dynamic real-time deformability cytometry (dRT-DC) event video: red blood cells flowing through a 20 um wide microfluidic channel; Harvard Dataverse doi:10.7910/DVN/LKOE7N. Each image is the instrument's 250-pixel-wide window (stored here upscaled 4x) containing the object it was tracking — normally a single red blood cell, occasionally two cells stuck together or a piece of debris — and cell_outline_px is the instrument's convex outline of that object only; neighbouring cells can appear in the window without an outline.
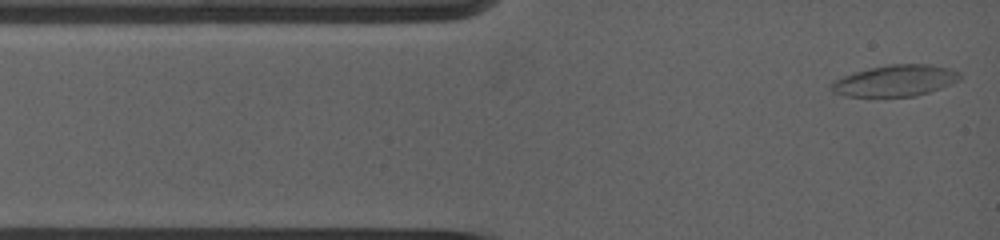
{"species": "common noctule bat (a hibernating species)", "species_latin": "Nyctalus noctula", "temperature_condition": "warm", "stored_images_in_passage": 4, "camera_frame_rate_fps": 5000, "um_per_image_px": 0.085, "animal": {"sex": "female", "body_mass_g": 19.0, "forearm_length_mm": 53.3}, "frame": {"image": 1, "passage_image": 1, "time_ms": 0.0, "image_size_px": [1000, 240], "cell_outline_px": [[960, 80], [940, 88], [916, 96], [844, 96], [832, 92], [828, 88], [828, 84], [832, 80], [868, 68], [888, 64], [928, 64], [948, 68], [960, 72]], "centroid_in_image_um": [76.04, 6.85], "position_along_channel_um": 9.0, "area_um2": 23.52}}